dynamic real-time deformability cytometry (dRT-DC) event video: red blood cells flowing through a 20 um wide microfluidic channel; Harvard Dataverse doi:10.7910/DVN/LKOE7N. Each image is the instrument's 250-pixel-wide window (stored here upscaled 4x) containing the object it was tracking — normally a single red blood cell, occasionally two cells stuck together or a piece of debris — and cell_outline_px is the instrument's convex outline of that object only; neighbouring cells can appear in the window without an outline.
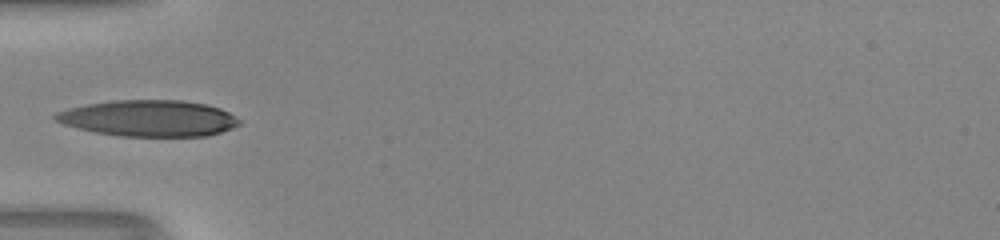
{"species": "human", "species_latin": "Homo sapiens", "temperature_condition": "room temperature", "stored_images_in_passage": 28, "camera_frame_rate_fps": 3000, "um_per_image_px": 0.085, "donor": {"sex": "male"}, "frame": {"image": 1, "passage_image": 1, "time_ms": 0.0, "image_size_px": [1000, 240], "cell_outline_px": [[240, 124], [232, 128], [208, 136], [120, 136], [96, 132], [64, 124], [56, 120], [52, 116], [56, 112], [68, 108], [88, 104], [112, 100], [184, 100], [208, 104], [220, 108], [228, 112], [240, 120]], "centroid_in_image_um": [12.67, 10.04], "position_along_channel_um": 72.3, "area_um2": 38.78}, "authors_computed_cell_mechanics": {"area_um2": 37.0787, "velocity_mm_per_s": 4.1365, "shape_relaxation_time_tau1_ms": 5.3745, "shape_relaxation_time_tau2_ms": null, "deformation_change_tau1": 0.2587, "deformation_change_tau2": null}}